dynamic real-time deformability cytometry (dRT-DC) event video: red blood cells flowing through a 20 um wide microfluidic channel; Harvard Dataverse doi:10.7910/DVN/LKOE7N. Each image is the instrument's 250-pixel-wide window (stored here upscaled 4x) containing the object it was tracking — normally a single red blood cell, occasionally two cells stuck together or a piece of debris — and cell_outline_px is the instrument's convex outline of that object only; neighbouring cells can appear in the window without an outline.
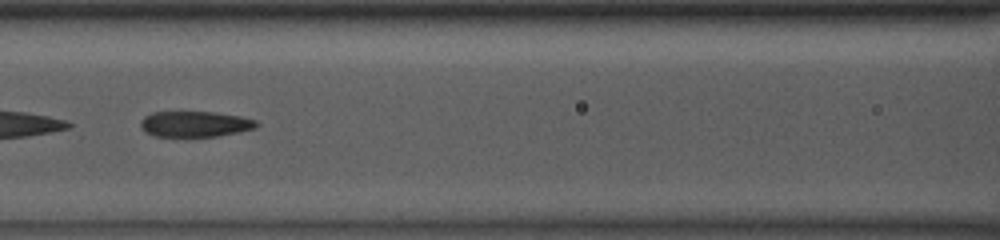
{"species": "common noctule bat (a hibernating species)", "species_latin": "Nyctalus noctula", "temperature_condition": "room temperature", "stored_images_in_passage": 36, "camera_frame_rate_fps": 3000, "um_per_image_px": 0.085, "animal": {"sex": "male", "body_mass_g": 13.0, "forearm_length_mm": 53.1}, "frame": {"image": 1, "passage_image": 11, "time_ms": 3.333, "image_size_px": [1000, 240], "cell_outline_px": [[260, 124], [256, 128], [220, 136], [156, 136], [144, 132], [140, 124], [140, 120], [144, 116], [152, 112], [216, 112], [240, 116], [256, 120]], "centroid_in_image_um": [16.58, 10.54], "position_along_channel_um": 150.0, "area_um2": 17.46}, "authors_computed_cell_mechanics": {"area_um2": 18.1781, "velocity_mm_per_s": 3.8948, "shape_relaxation_time_tau1_ms": 3.6528, "shape_relaxation_time_tau2_ms": 1.4509, "deformation_change_tau1": 0.1475, "deformation_change_tau2": 0.0938}}